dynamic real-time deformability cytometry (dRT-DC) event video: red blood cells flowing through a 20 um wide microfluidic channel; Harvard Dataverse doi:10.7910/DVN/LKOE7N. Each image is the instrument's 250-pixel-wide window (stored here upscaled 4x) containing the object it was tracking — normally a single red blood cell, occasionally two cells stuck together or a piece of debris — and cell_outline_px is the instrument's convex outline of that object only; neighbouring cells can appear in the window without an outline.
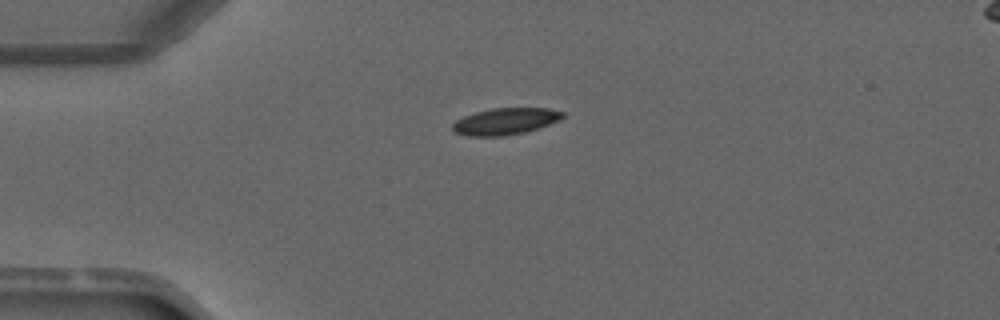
{"species": "common noctule bat (a hibernating species)", "species_latin": "Nyctalus noctula", "temperature_condition": "warm", "stored_images_in_passage": 2, "camera_frame_rate_fps": 3000, "um_per_image_px": 0.085, "animal": {"sex": "male", "forearm_length_mm": 52.5}, "frame": {"image": 1, "passage_image": 1, "time_ms": 0.0, "image_size_px": [1000, 320], "cell_outline_px": [[564, 116], [560, 120], [524, 132], [504, 136], [468, 136], [456, 132], [452, 128], [452, 124], [456, 120], [464, 116], [476, 112], [492, 108], [548, 108], [564, 112]], "centroid_in_image_um": [42.95, 10.31], "position_along_channel_um": 42.1, "area_um2": 16.94}}
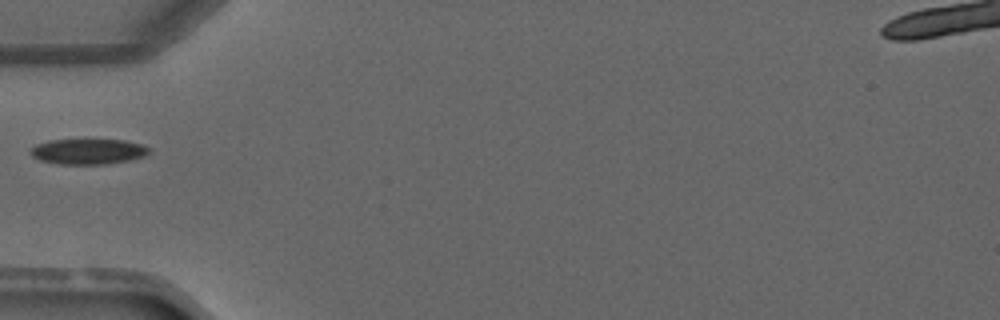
{"frame": {"image": 2, "passage_image": 2, "time_ms": 1.333, "image_size_px": [1000, 320], "cell_outline_px": [[148, 152], [144, 156], [132, 160], [108, 164], [56, 164], [40, 160], [32, 156], [28, 152], [36, 144], [48, 140], [84, 136], [124, 140], [140, 144], [148, 148]], "centroid_in_image_um": [7.44, 12.82], "position_along_channel_um": 77.6, "area_um2": 18.67}}